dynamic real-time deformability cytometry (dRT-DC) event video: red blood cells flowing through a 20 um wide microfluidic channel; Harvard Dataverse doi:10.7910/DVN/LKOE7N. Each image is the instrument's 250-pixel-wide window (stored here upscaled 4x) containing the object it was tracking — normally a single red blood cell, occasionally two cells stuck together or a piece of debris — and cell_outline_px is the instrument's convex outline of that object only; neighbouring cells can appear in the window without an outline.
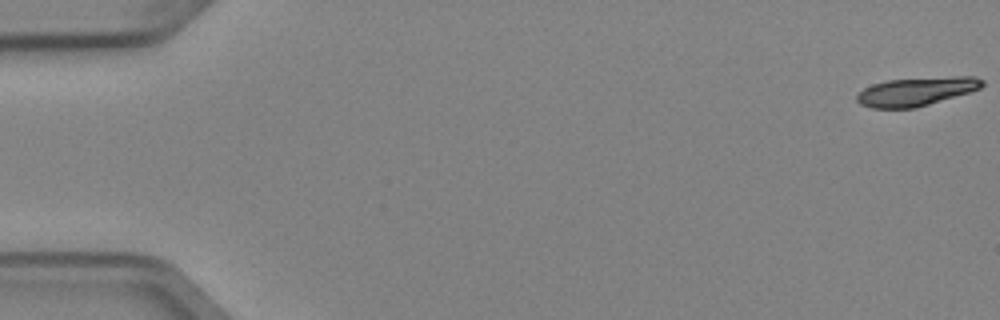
{"species": "Egyptian fruit bat (a non-hibernating species)", "species_latin": "Rousettus aegyptiacus", "temperature_condition": "cold", "stored_images_in_passage": 53, "camera_frame_rate_fps": 3000, "um_per_image_px": 0.085, "animal": {"sex": "female"}, "frame": {"image": 1, "passage_image": 1, "time_ms": 0.0, "image_size_px": [1000, 320], "cell_outline_px": [[984, 84], [980, 88], [968, 92], [916, 108], [872, 108], [860, 104], [856, 100], [856, 96], [864, 88], [872, 84], [888, 80], [952, 76], [976, 76], [984, 80]], "centroid_in_image_um": [77.88, 7.77], "position_along_channel_um": 7.1, "area_um2": 20.81}}
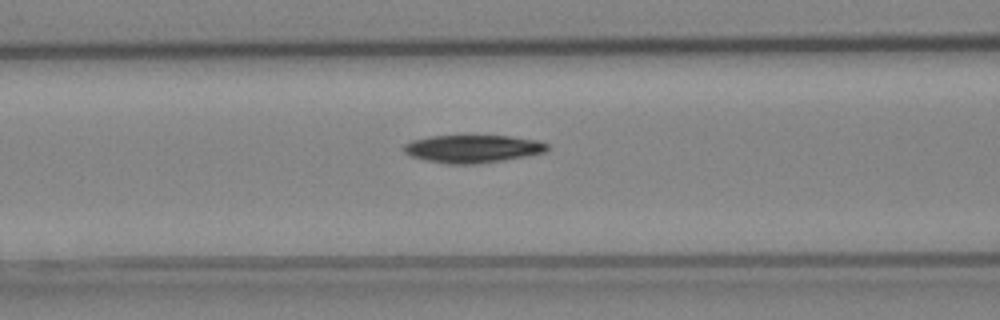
{"frame": {"image": 2, "passage_image": 22, "time_ms": 7.0, "image_size_px": [1000, 320], "cell_outline_px": [[548, 148], [544, 152], [500, 160], [472, 164], [448, 164], [428, 160], [412, 156], [404, 152], [404, 144], [412, 140], [428, 136], [508, 136], [536, 140], [548, 144]], "centroid_in_image_um": [40.13, 12.63], "position_along_channel_um": 126.5, "area_um2": 22.72}}
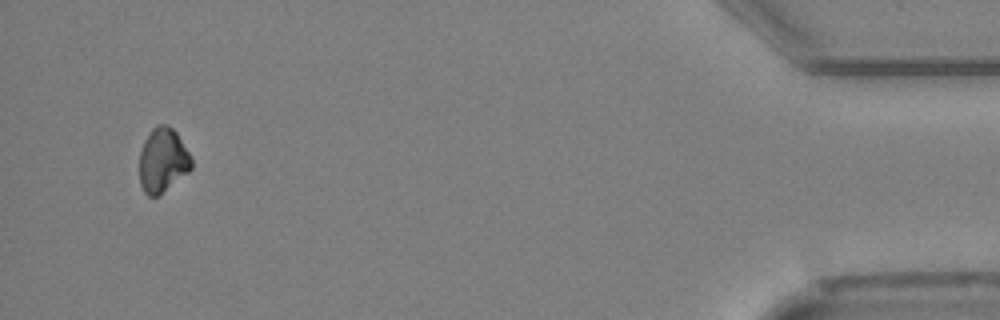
{"frame": {"image": 3, "passage_image": 50, "time_ms": 16.333, "image_size_px": [1000, 320], "cell_outline_px": [[192, 168], [188, 172], [156, 196], [148, 196], [144, 192], [140, 184], [140, 152], [144, 140], [152, 128], [156, 124], [168, 124], [176, 132], [188, 152], [192, 160]], "centroid_in_image_um": [13.82, 13.59], "position_along_channel_um": 421.4, "area_um2": 19.25}, "authors_computed_cell_mechanics": {"area_um2": 21.5594, "velocity_mm_per_s": 3.9694, "shape_relaxation_time_tau1_ms": 2.6718, "shape_relaxation_time_tau2_ms": null, "deformation_change_tau1": 0.0764, "deformation_change_tau2": null}}